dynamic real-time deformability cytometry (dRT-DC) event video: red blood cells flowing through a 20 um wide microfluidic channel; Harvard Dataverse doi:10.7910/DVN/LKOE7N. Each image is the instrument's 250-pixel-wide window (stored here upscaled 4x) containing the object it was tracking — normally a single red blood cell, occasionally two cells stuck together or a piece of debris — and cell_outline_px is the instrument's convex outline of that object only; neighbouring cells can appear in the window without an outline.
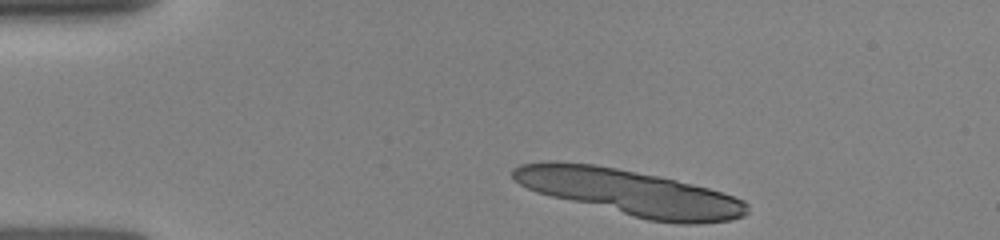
{"species": "human", "species_latin": "Homo sapiens", "temperature_condition": "room temperature", "stored_images_in_passage": 9, "camera_frame_rate_fps": 3000, "um_per_image_px": 0.085, "donor": {"sex": "female"}, "frame": {"image": 1, "passage_image": 1, "time_ms": 0.0, "image_size_px": [1000, 240], "cell_outline_px": [[748, 212], [744, 216], [732, 220], [696, 224], [680, 224], [648, 220], [536, 192], [512, 180], [512, 168], [520, 164], [548, 160], [556, 160], [596, 164], [676, 180], [708, 188], [744, 200], [748, 204]], "centroid_in_image_um": [53.51, 16.35], "position_along_channel_um": 31.5, "area_um2": 62.31}}